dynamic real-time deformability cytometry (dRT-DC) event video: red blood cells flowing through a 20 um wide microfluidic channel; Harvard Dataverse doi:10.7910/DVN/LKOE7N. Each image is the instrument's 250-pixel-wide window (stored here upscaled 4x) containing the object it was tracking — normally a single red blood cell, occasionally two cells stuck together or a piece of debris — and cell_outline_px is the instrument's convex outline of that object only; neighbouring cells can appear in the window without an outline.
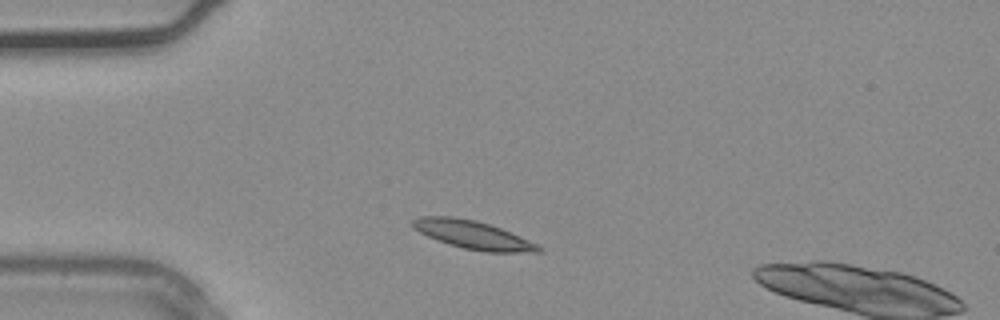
{"species": "common noctule bat (a hibernating species)", "species_latin": "Nyctalus noctula", "temperature_condition": "warm", "stored_images_in_passage": 1, "camera_frame_rate_fps": 3000, "um_per_image_px": 0.085, "animal": {"sex": "male", "body_mass_g": 20.4}, "frame": {"image": 1, "passage_image": 1, "time_ms": 0.0, "image_size_px": [1000, 320], "cell_outline_px": [[544, 252], [484, 252], [464, 248], [448, 244], [436, 240], [412, 228], [412, 220], [420, 216], [452, 216], [476, 220], [500, 228], [536, 244], [544, 248]], "centroid_in_image_um": [40.17, 19.96], "position_along_channel_um": 44.8, "area_um2": 20.58}}